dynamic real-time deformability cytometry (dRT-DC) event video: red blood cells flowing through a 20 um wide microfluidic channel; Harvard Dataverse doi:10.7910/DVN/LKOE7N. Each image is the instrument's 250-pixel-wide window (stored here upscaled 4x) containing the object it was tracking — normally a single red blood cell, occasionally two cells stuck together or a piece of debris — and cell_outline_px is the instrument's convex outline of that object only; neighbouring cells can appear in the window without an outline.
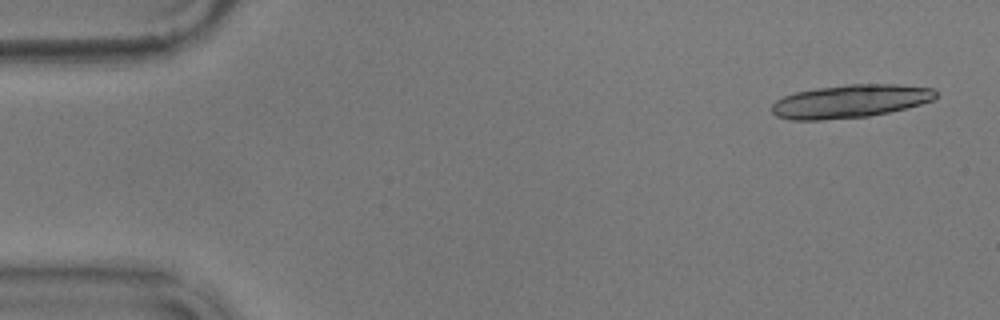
{"species": "common noctule bat (a hibernating species)", "species_latin": "Nyctalus noctula", "temperature_condition": "warm", "stored_images_in_passage": 14, "camera_frame_rate_fps": 3000, "um_per_image_px": 0.085, "animal": {"sex": "male", "body_mass_g": 17.9}, "frame": {"image": 1, "passage_image": 3, "time_ms": 0.667, "image_size_px": [1000, 320], "cell_outline_px": [[936, 96], [932, 100], [920, 104], [888, 112], [868, 116], [820, 120], [792, 120], [776, 116], [772, 112], [772, 104], [776, 100], [784, 96], [796, 92], [816, 88], [848, 84], [896, 84], [932, 88], [936, 92]], "centroid_in_image_um": [72.23, 8.6], "position_along_channel_um": 12.8, "area_um2": 31.5}}